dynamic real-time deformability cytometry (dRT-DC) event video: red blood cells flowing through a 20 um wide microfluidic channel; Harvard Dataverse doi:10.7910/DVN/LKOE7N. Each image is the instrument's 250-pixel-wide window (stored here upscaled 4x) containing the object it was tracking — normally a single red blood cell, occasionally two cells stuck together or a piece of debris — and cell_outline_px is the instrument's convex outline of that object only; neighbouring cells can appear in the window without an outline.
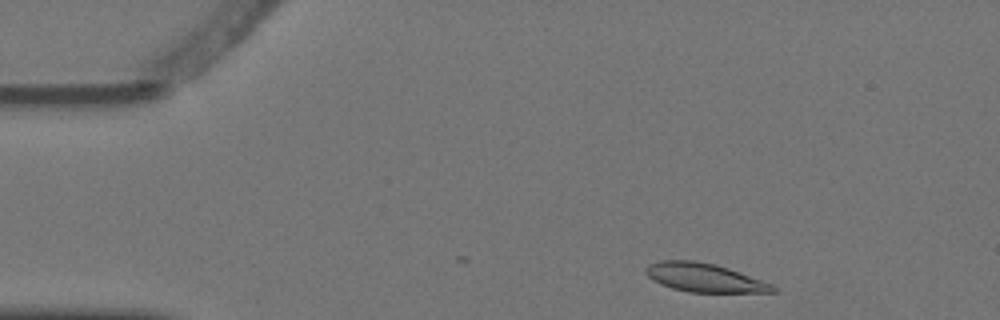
{"species": "Egyptian fruit bat (a non-hibernating species)", "species_latin": "Rousettus aegyptiacus", "temperature_condition": "warm", "stored_images_in_passage": 3, "camera_frame_rate_fps": 3000, "um_per_image_px": 0.085, "animal": {"sex": "female"}, "frame": {"image": 1, "passage_image": 1, "time_ms": 0.0, "image_size_px": [1000, 320], "cell_outline_px": [[776, 292], [688, 292], [672, 288], [660, 284], [652, 280], [644, 272], [644, 268], [648, 264], [660, 260], [696, 260], [716, 264], [740, 272], [772, 284], [776, 288]], "centroid_in_image_um": [59.82, 23.59], "position_along_channel_um": 25.2, "area_um2": 21.33}}
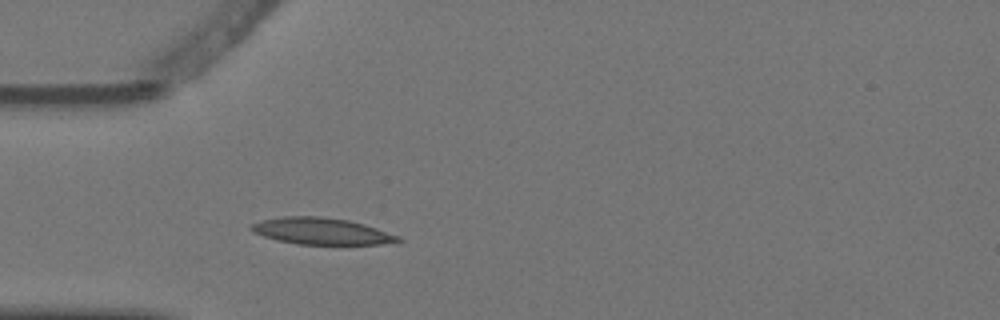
{"frame": {"image": 2, "passage_image": 3, "time_ms": 0.667, "image_size_px": [1000, 320], "cell_outline_px": [[404, 240], [380, 244], [296, 244], [276, 240], [252, 232], [248, 228], [248, 224], [264, 220], [284, 216], [320, 216], [348, 220], [364, 224], [400, 236]], "centroid_in_image_um": [27.28, 19.64], "position_along_channel_um": 57.7, "area_um2": 22.77}}